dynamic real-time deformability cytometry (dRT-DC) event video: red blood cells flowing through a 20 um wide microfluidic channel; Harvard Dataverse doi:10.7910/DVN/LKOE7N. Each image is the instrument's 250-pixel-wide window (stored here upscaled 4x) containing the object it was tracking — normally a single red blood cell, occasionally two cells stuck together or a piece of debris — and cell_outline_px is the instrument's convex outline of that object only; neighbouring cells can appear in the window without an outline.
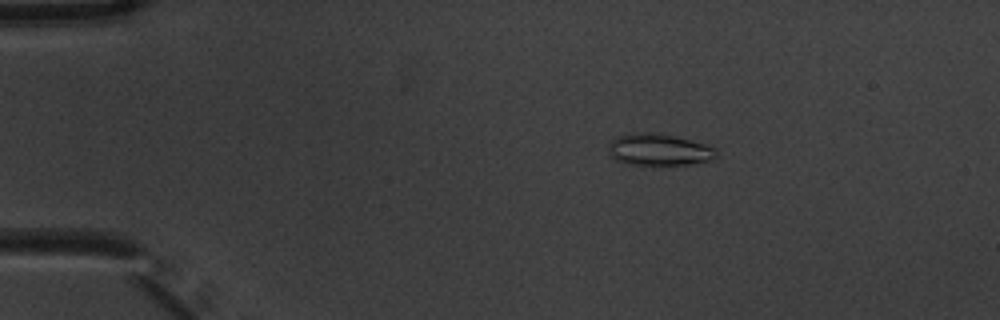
{"species": "common noctule bat (a hibernating species)", "species_latin": "Nyctalus noctula", "temperature_condition": "warm", "stored_images_in_passage": 5, "camera_frame_rate_fps": 3000, "um_per_image_px": 0.085, "animal": {"sex": "male", "body_mass_g": 20.1, "forearm_length_mm": 53.5}, "frame": {"image": 1, "passage_image": 3, "time_ms": 0.667, "image_size_px": [1000, 320], "cell_outline_px": [[716, 156], [712, 160], [692, 164], [628, 164], [616, 160], [608, 152], [608, 144], [612, 140], [620, 136], [640, 132], [652, 132], [676, 136], [704, 144], [716, 148]], "centroid_in_image_um": [56.02, 12.72], "position_along_channel_um": 29.0, "area_um2": 19.77}}
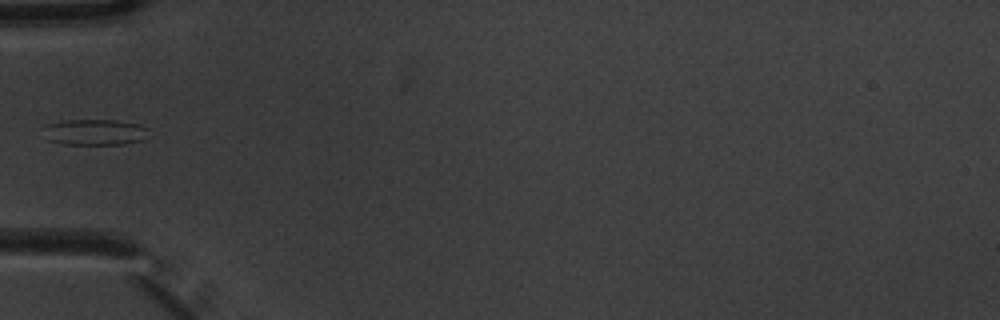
{"frame": {"image": 2, "passage_image": 5, "time_ms": 1.333, "image_size_px": [1000, 320], "cell_outline_px": [[148, 128], [144, 140], [124, 144], [64, 144], [48, 140], [48, 124], [64, 120], [116, 120], [140, 124]], "centroid_in_image_um": [8.15, 11.23], "position_along_channel_um": 76.8, "area_um2": 15.61}}